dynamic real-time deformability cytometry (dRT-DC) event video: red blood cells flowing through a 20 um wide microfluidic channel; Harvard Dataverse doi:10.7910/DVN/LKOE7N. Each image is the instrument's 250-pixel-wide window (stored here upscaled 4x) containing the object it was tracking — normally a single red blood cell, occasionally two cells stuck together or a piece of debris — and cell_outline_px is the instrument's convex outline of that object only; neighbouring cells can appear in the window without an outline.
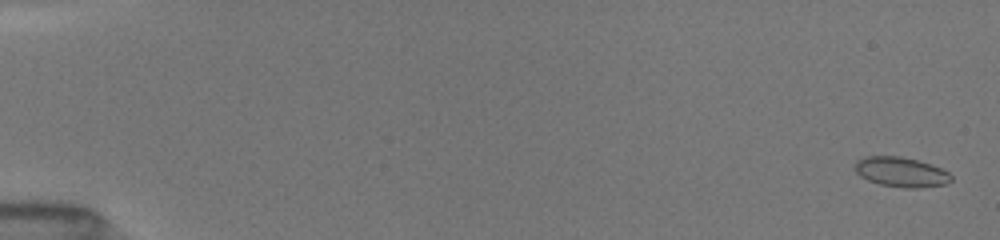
{"species": "common noctule bat (a hibernating species)", "species_latin": "Nyctalus noctula", "temperature_condition": "room temperature", "stored_images_in_passage": 53, "camera_frame_rate_fps": 3000, "um_per_image_px": 0.085, "animal": {"sex": "female", "body_mass_g": 19.5, "forearm_length_mm": 54.1}, "frame": {"image": 1, "passage_image": 2, "time_ms": 0.333, "image_size_px": [1000, 240], "cell_outline_px": [[952, 180], [948, 184], [920, 188], [904, 188], [880, 184], [868, 180], [860, 176], [856, 172], [856, 160], [864, 156], [900, 156], [916, 160], [940, 168], [948, 172], [952, 176]], "centroid_in_image_um": [76.6, 14.63], "position_along_channel_um": 8.4, "area_um2": 16.7}}
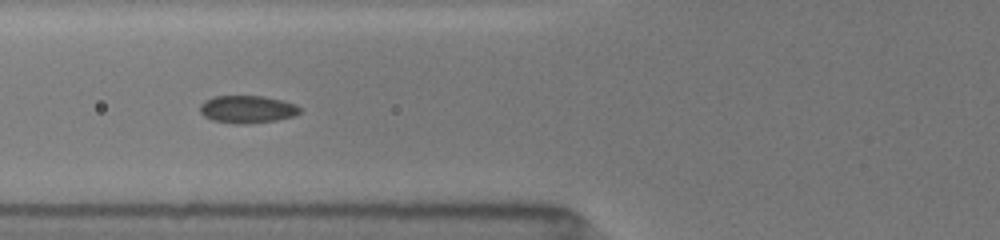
{"frame": {"image": 2, "passage_image": 22, "time_ms": 7.0, "image_size_px": [1000, 240], "cell_outline_px": [[300, 112], [292, 116], [276, 120], [244, 124], [236, 124], [212, 120], [204, 116], [200, 112], [200, 104], [204, 100], [212, 96], [264, 96], [284, 100], [296, 104], [300, 108]], "centroid_in_image_um": [20.99, 9.28], "position_along_channel_um": 104.8, "area_um2": 16.13}}
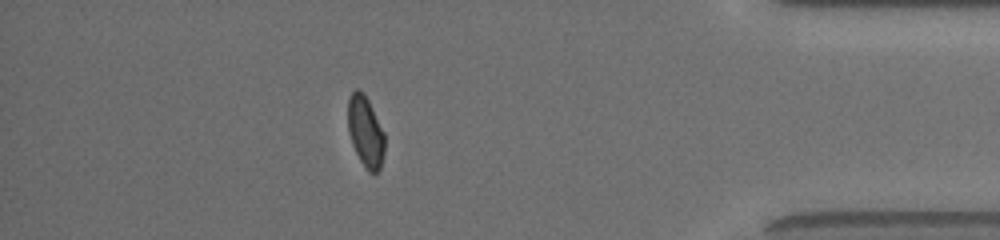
{"frame": {"image": 3, "passage_image": 47, "time_ms": 15.333, "image_size_px": [1000, 240], "cell_outline_px": [[384, 152], [380, 168], [376, 172], [368, 172], [360, 160], [352, 144], [348, 132], [348, 96], [356, 88], [364, 92], [384, 132]], "centroid_in_image_um": [31.05, 11.16], "position_along_channel_um": 404.1, "area_um2": 15.14}, "authors_computed_cell_mechanics": {"area_um2": 16.0684, "velocity_mm_per_s": 4.0123, "shape_relaxation_time_tau1_ms": 9.4481, "shape_relaxation_time_tau2_ms": 1.1514, "deformation_change_tau1": 0.1829, "deformation_change_tau2": 0.0524}}